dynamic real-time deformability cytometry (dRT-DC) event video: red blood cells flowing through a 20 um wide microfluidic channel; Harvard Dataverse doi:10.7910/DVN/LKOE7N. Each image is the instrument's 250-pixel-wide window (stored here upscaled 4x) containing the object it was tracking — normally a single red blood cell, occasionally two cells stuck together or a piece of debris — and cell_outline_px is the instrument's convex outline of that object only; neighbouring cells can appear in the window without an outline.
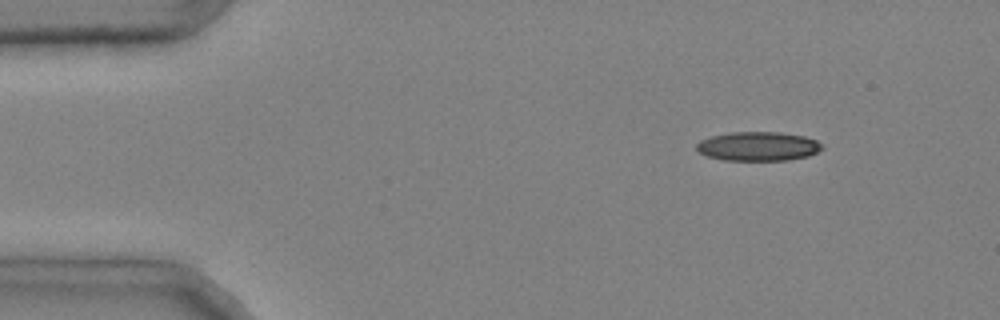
{"species": "common noctule bat (a hibernating species)", "species_latin": "Nyctalus noctula", "temperature_condition": "cold", "stored_images_in_passage": 44, "camera_frame_rate_fps": 3000, "um_per_image_px": 0.085, "animal": {"sex": "male", "body_mass_g": 20.4}, "frame": {"image": 1, "passage_image": 4, "time_ms": 1.0, "image_size_px": [1000, 320], "cell_outline_px": [[824, 148], [808, 156], [788, 160], [724, 160], [708, 156], [700, 152], [696, 148], [696, 144], [700, 140], [712, 136], [732, 132], [780, 132], [804, 136], [816, 140]], "centroid_in_image_um": [64.44, 12.43], "position_along_channel_um": 20.6, "area_um2": 21.15}}
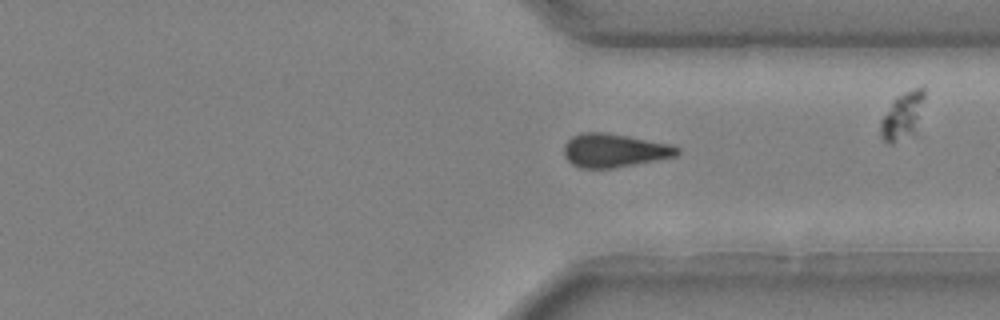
{"frame": {"image": 2, "passage_image": 35, "time_ms": 11.333, "image_size_px": [1000, 320], "cell_outline_px": [[680, 152], [676, 156], [616, 168], [580, 168], [572, 164], [564, 156], [564, 144], [572, 136], [580, 132], [604, 132], [672, 144], [680, 148]], "centroid_in_image_um": [52.21, 12.79], "position_along_channel_um": 359.2, "area_um2": 22.25}}
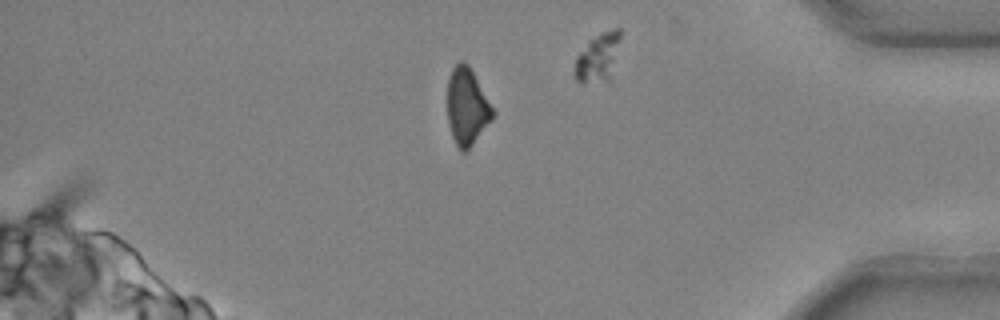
{"frame": {"image": 3, "passage_image": 40, "time_ms": 13.0, "image_size_px": [1000, 320], "cell_outline_px": [[496, 112], [492, 120], [472, 144], [464, 152], [460, 152], [452, 136], [448, 124], [448, 76], [452, 68], [460, 60], [468, 64]], "centroid_in_image_um": [39.69, 9.05], "position_along_channel_um": 395.5, "area_um2": 20.29}}